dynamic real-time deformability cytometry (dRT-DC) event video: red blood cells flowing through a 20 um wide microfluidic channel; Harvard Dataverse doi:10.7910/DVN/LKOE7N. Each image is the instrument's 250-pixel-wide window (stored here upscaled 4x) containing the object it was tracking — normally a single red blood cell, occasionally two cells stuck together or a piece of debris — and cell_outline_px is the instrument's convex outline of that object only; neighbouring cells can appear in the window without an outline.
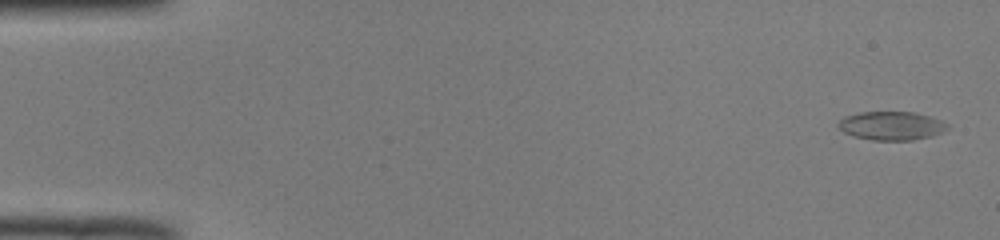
{"species": "common noctule bat (a hibernating species)", "species_latin": "Nyctalus noctula", "temperature_condition": "room temperature", "stored_images_in_passage": 21, "camera_frame_rate_fps": 3000, "um_per_image_px": 0.085, "animal": {"sex": "male", "body_mass_g": 19.0, "forearm_length_mm": 50.8}, "frame": {"image": 1, "passage_image": 2, "time_ms": 0.333, "image_size_px": [1000, 240], "cell_outline_px": [[948, 128], [932, 136], [912, 140], [872, 140], [852, 136], [844, 132], [836, 124], [844, 116], [860, 112], [912, 112], [928, 116], [940, 120], [948, 124]], "centroid_in_image_um": [75.73, 10.69], "position_along_channel_um": 9.3, "area_um2": 18.09}}
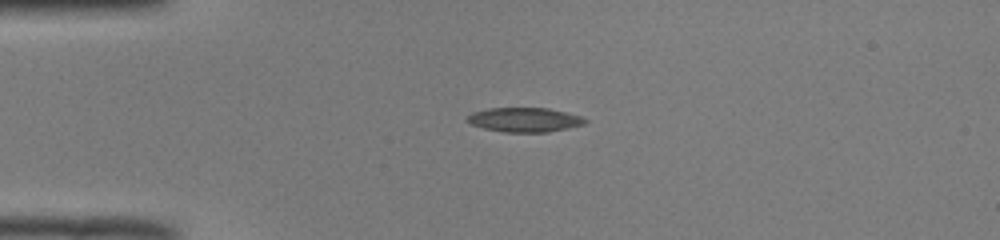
{"frame": {"image": 2, "passage_image": 13, "time_ms": 4.0, "image_size_px": [1000, 240], "cell_outline_px": [[588, 120], [584, 124], [568, 128], [548, 132], [504, 132], [484, 128], [472, 124], [468, 120], [468, 116], [472, 112], [488, 108], [548, 108], [580, 116]], "centroid_in_image_um": [44.6, 10.18], "position_along_channel_um": 40.4, "area_um2": 16.53}}